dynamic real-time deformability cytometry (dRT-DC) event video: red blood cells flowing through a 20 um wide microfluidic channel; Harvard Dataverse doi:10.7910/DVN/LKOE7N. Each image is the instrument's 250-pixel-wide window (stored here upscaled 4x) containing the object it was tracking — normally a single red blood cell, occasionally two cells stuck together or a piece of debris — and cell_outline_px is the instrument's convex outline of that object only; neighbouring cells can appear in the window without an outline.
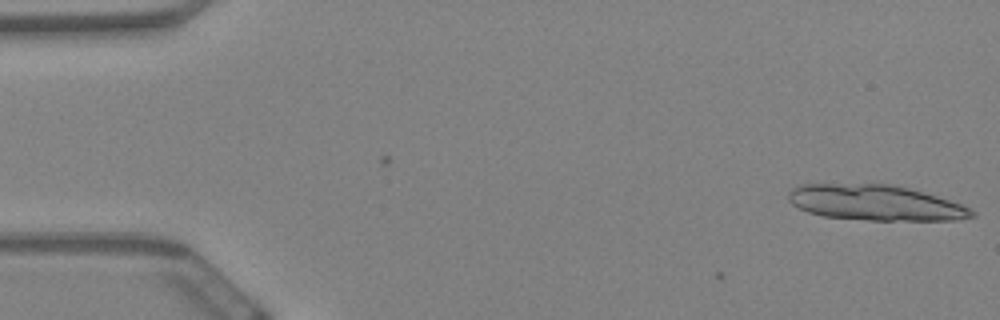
{"species": "Egyptian fruit bat (a non-hibernating species)", "species_latin": "Rousettus aegyptiacus", "temperature_condition": "warm", "stored_images_in_passage": 2, "camera_frame_rate_fps": 3000, "um_per_image_px": 0.085, "animal": {"sex": "female"}, "frame": {"image": 1, "passage_image": 2, "time_ms": 0.333, "image_size_px": [1000, 320], "cell_outline_px": [[976, 216], [956, 220], [868, 220], [824, 216], [808, 212], [792, 204], [788, 200], [788, 192], [792, 188], [800, 184], [892, 184], [908, 188], [936, 196], [960, 204], [976, 212]], "centroid_in_image_um": [74.38, 17.23], "position_along_channel_um": 10.6, "area_um2": 37.69}}